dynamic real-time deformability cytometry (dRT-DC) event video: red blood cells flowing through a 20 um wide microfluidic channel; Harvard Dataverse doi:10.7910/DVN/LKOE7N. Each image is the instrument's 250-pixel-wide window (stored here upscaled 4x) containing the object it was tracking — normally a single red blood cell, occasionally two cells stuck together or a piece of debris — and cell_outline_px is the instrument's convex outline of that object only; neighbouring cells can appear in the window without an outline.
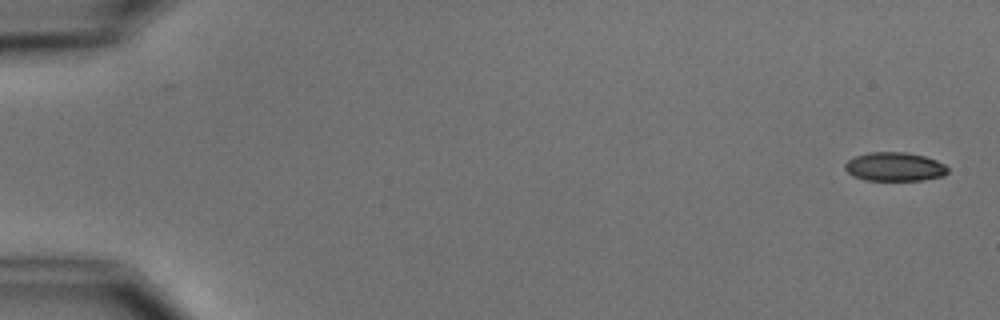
{"species": "common noctule bat (a hibernating species)", "species_latin": "Nyctalus noctula", "temperature_condition": "cold", "stored_images_in_passage": 8, "camera_frame_rate_fps": 3000, "um_per_image_px": 0.085, "animal": {"sex": "male", "body_mass_g": 15.6}, "frame": {"image": 1, "passage_image": 1, "time_ms": 0.0, "image_size_px": [1000, 320], "cell_outline_px": [[948, 172], [944, 176], [924, 180], [864, 180], [852, 176], [844, 168], [844, 164], [848, 160], [856, 156], [868, 152], [904, 152], [924, 156], [936, 160], [944, 164], [948, 168]], "centroid_in_image_um": [76.04, 14.18], "position_along_channel_um": 9.0, "area_um2": 17.34}}
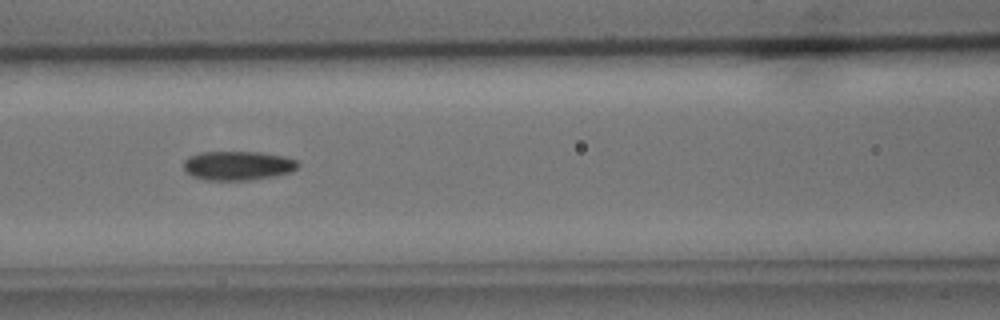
{"frame": {"image": 2, "passage_image": 7, "time_ms": 7.667, "image_size_px": [1000, 320], "cell_outline_px": [[300, 164], [292, 172], [272, 176], [248, 180], [204, 180], [192, 176], [184, 168], [184, 160], [188, 156], [200, 152], [260, 152], [284, 156], [296, 160]], "centroid_in_image_um": [20.21, 14.07], "position_along_channel_um": 146.4, "area_um2": 19.42}}
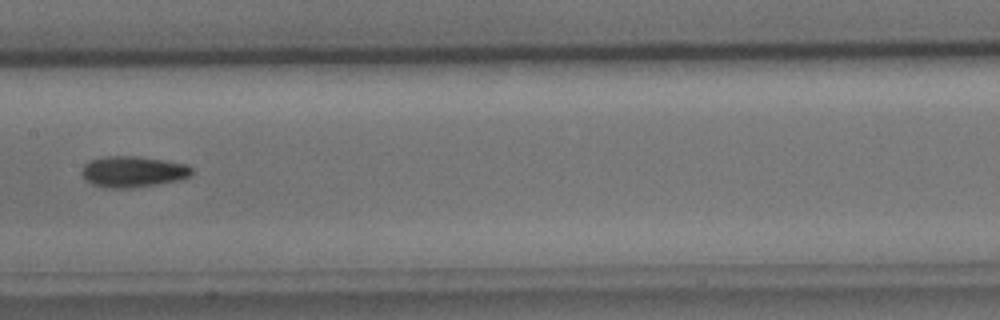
{"frame": {"image": 3, "passage_image": 8, "time_ms": 9.0, "image_size_px": [1000, 320], "cell_outline_px": [[192, 172], [188, 176], [180, 180], [132, 188], [108, 188], [92, 184], [80, 172], [84, 164], [92, 160], [108, 156], [136, 156], [164, 160], [188, 164], [192, 168]], "centroid_in_image_um": [11.32, 14.59], "position_along_channel_um": 196.1, "area_um2": 19.77}}